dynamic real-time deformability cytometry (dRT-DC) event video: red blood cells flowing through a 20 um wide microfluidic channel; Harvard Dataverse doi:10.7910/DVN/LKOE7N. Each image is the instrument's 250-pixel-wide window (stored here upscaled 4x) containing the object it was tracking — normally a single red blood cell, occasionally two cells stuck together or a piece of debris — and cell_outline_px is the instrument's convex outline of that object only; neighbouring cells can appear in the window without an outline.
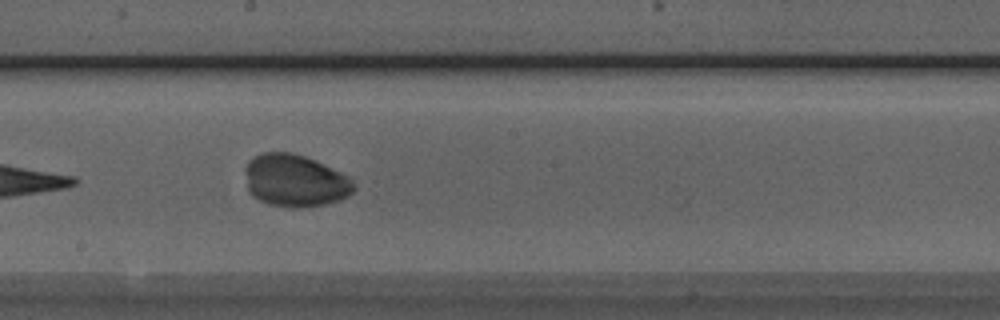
{"species": "Egyptian fruit bat (a non-hibernating species)", "species_latin": "Rousettus aegyptiacus", "temperature_condition": "room temperature", "stored_images_in_passage": 9, "camera_frame_rate_fps": 3000, "um_per_image_px": 0.085, "animal": {"sex": "male"}, "frame": {"image": 1, "passage_image": 7, "time_ms": 2.0, "image_size_px": [1000, 320], "cell_outline_px": [[356, 188], [348, 196], [340, 200], [324, 204], [296, 208], [268, 204], [252, 196], [248, 192], [244, 168], [248, 160], [252, 156], [260, 152], [292, 152], [316, 160], [348, 176], [356, 184]], "centroid_in_image_um": [25.05, 15.34], "position_along_channel_um": 223.1, "area_um2": 33.52}}
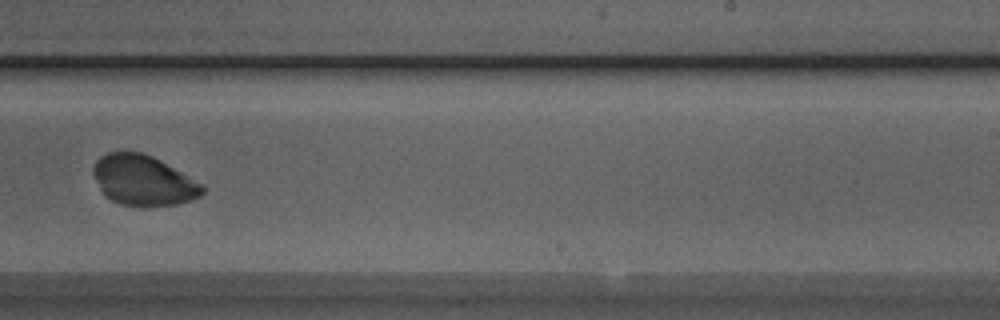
{"frame": {"image": 2, "passage_image": 8, "time_ms": 2.333, "image_size_px": [1000, 320], "cell_outline_px": [[204, 192], [200, 196], [176, 204], [120, 204], [104, 196], [92, 172], [92, 168], [96, 160], [100, 156], [108, 152], [140, 152], [152, 156], [160, 160], [204, 184]], "centroid_in_image_um": [12.16, 15.3], "position_along_channel_um": 276.8, "area_um2": 31.39}}